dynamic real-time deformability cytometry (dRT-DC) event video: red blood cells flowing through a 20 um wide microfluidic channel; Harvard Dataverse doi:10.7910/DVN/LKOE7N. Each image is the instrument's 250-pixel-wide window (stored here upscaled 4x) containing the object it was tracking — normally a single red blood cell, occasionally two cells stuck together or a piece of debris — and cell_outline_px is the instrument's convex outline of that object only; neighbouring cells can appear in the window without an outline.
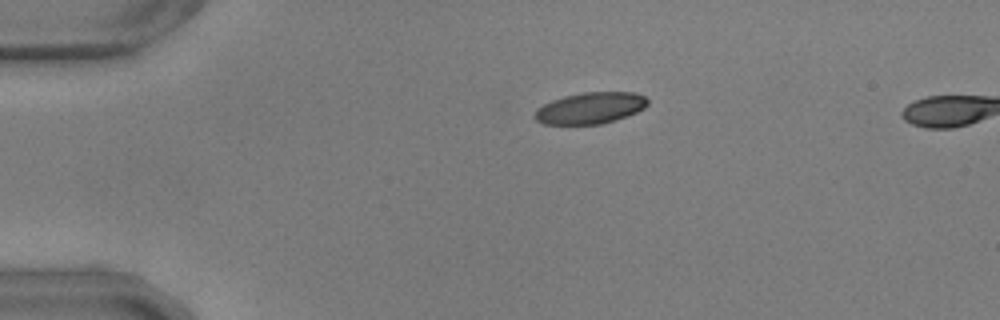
{"species": "common noctule bat (a hibernating species)", "species_latin": "Nyctalus noctula", "temperature_condition": "warm", "stored_images_in_passage": 10, "camera_frame_rate_fps": 3000, "um_per_image_px": 0.085, "animal": {"sex": "male", "body_mass_g": 17.9, "forearm_length_mm": 54.2}, "frame": {"image": 1, "passage_image": 1, "time_ms": 0.0, "image_size_px": [1000, 320], "cell_outline_px": [[648, 104], [644, 108], [636, 112], [600, 124], [544, 124], [536, 120], [536, 108], [552, 100], [564, 96], [584, 92], [636, 92], [644, 96], [648, 100]], "centroid_in_image_um": [50.18, 9.17], "position_along_channel_um": 34.8, "area_um2": 20.4}}